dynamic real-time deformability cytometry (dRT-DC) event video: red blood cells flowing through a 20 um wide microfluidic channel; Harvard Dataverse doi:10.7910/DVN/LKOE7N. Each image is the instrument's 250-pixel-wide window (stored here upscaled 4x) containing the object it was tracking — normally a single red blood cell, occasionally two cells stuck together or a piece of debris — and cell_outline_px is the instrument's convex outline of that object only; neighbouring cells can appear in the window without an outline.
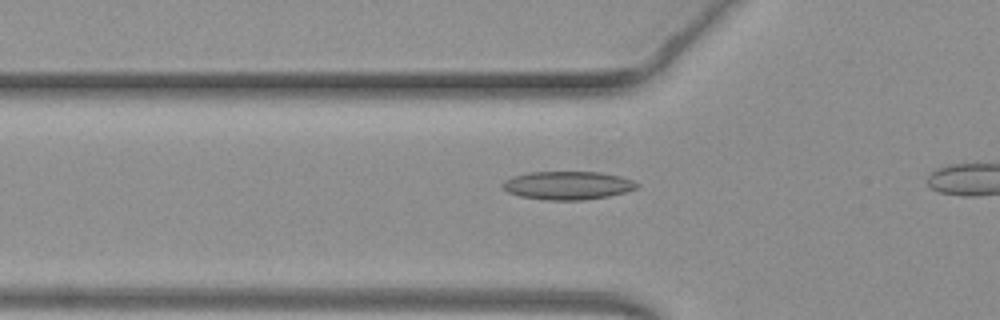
{"species": "common noctule bat (a hibernating species)", "species_latin": "Nyctalus noctula", "temperature_condition": "warm", "stored_images_in_passage": 30, "camera_frame_rate_fps": 3000, "um_per_image_px": 0.085, "animal": {"sex": "female", "body_mass_g": 19.3, "forearm_length_mm": 54.1}, "frame": {"image": 1, "passage_image": 6, "time_ms": 1.667, "image_size_px": [1000, 320], "cell_outline_px": [[640, 184], [636, 188], [624, 192], [608, 196], [580, 200], [544, 200], [520, 196], [508, 192], [500, 184], [504, 180], [512, 176], [528, 172], [600, 172], [620, 176], [632, 180]], "centroid_in_image_um": [48.22, 15.75], "position_along_channel_um": 77.6, "area_um2": 22.14}}
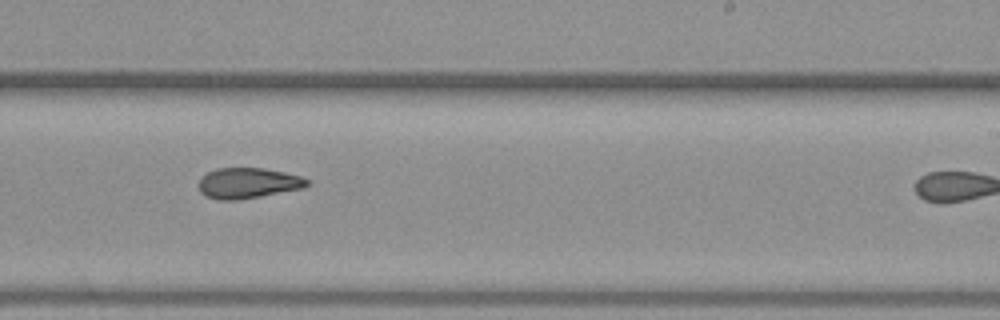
{"frame": {"image": 2, "passage_image": 20, "time_ms": 6.333, "image_size_px": [1000, 320], "cell_outline_px": [[308, 184], [304, 188], [260, 196], [236, 200], [220, 200], [204, 196], [200, 192], [200, 180], [208, 172], [216, 168], [264, 168], [284, 172], [300, 176], [308, 180]], "centroid_in_image_um": [21.08, 15.56], "position_along_channel_um": 267.9, "area_um2": 19.13}}
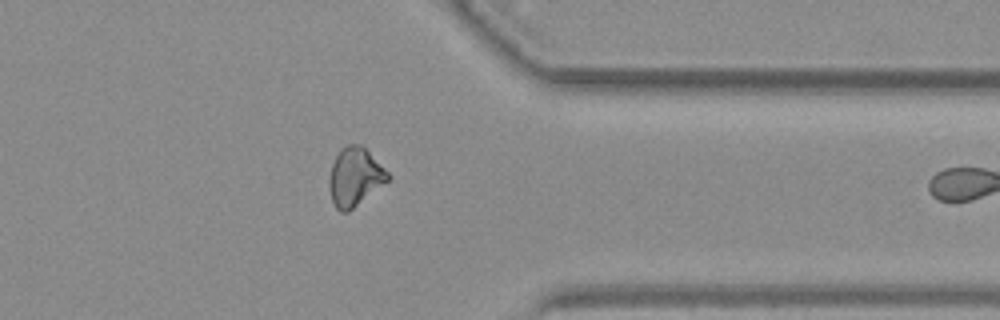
{"frame": {"image": 3, "passage_image": 29, "time_ms": 9.333, "image_size_px": [1000, 320], "cell_outline_px": [[392, 176], [388, 180], [348, 212], [340, 212], [336, 208], [332, 200], [328, 184], [328, 180], [332, 164], [340, 148], [348, 144], [360, 144]], "centroid_in_image_um": [30.13, 15.03], "position_along_channel_um": 381.3, "area_um2": 19.65}}